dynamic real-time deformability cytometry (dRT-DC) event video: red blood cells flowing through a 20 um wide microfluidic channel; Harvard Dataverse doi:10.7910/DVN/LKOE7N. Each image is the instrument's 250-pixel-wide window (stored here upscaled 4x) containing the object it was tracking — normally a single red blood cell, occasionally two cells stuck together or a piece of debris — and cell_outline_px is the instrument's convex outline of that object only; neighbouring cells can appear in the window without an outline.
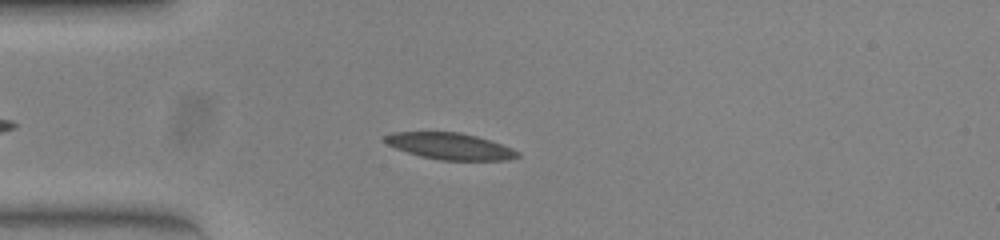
{"species": "common noctule bat (a hibernating species)", "species_latin": "Nyctalus noctula", "temperature_condition": "warm", "stored_images_in_passage": 43, "camera_frame_rate_fps": 3000, "um_per_image_px": 0.085, "animal": {"sex": "female", "body_mass_g": 23.0, "forearm_length_mm": 53.4}, "frame": {"image": 1, "passage_image": 4, "time_ms": 1.0, "image_size_px": [1000, 240], "cell_outline_px": [[520, 156], [508, 160], [440, 160], [420, 156], [396, 148], [388, 144], [384, 140], [384, 136], [392, 132], [460, 132], [476, 136], [512, 148], [520, 152]], "centroid_in_image_um": [38.26, 12.43], "position_along_channel_um": 46.7, "area_um2": 20.35}}
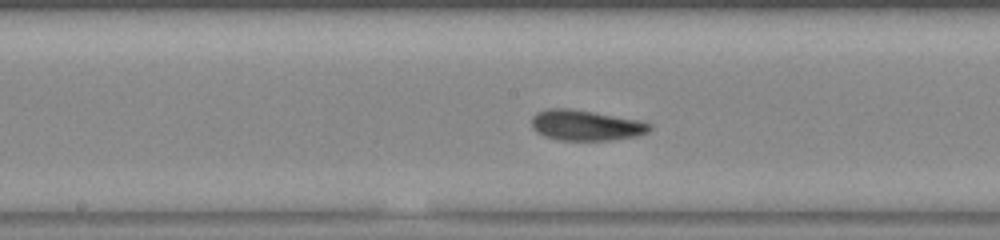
{"frame": {"image": 2, "passage_image": 17, "time_ms": 5.333, "image_size_px": [1000, 240], "cell_outline_px": [[652, 128], [648, 132], [636, 136], [608, 140], [560, 140], [544, 136], [536, 132], [532, 128], [532, 116], [536, 112], [548, 108], [568, 108], [592, 112], [636, 120], [652, 124]], "centroid_in_image_um": [49.75, 10.65], "position_along_channel_um": 198.5, "area_um2": 20.81}}
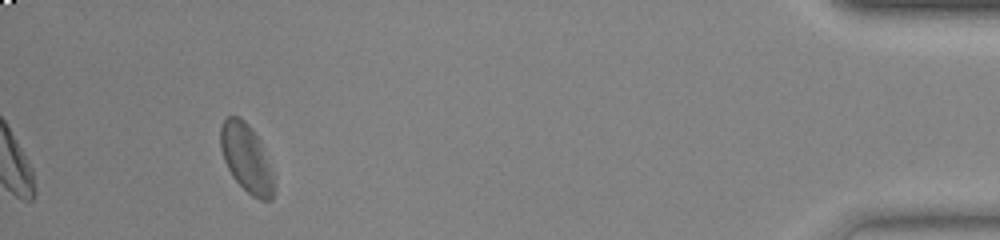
{"frame": {"image": 3, "passage_image": 39, "time_ms": 12.667, "image_size_px": [1000, 240], "cell_outline_px": [[272, 200], [260, 200], [252, 196], [232, 176], [224, 160], [220, 148], [220, 124], [228, 116], [236, 116], [244, 120], [248, 124], [260, 140], [272, 176]], "centroid_in_image_um": [20.89, 13.4], "position_along_channel_um": 414.3, "area_um2": 20.69}, "authors_computed_cell_mechanics": {"area_um2": 20.6924, "velocity_mm_per_s": 3.8703, "shape_relaxation_time_tau1_ms": 4.6663, "shape_relaxation_time_tau2_ms": 1.5948, "deformation_change_tau1": 0.1489, "deformation_change_tau2": 0.0799}}